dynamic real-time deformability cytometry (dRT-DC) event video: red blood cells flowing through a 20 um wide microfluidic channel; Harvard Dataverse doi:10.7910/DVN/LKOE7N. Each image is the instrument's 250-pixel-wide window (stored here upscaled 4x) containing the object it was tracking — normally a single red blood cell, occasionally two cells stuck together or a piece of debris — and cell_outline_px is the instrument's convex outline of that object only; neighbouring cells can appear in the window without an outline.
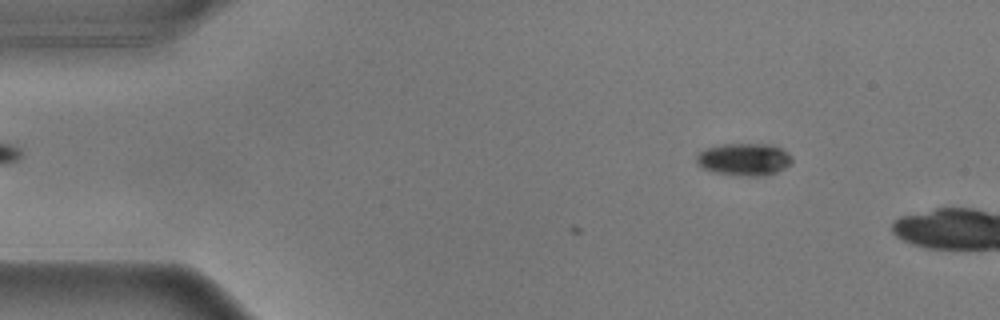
{"species": "common noctule bat (a hibernating species)", "species_latin": "Nyctalus noctula", "temperature_condition": "warm", "stored_images_in_passage": 4, "camera_frame_rate_fps": 3000, "um_per_image_px": 0.085, "animal": {"sex": "male", "body_mass_g": 17.9}, "frame": {"image": 1, "passage_image": 4, "time_ms": 1.0, "image_size_px": [1000, 320], "cell_outline_px": [[792, 160], [784, 168], [776, 172], [764, 176], [740, 176], [712, 172], [696, 164], [696, 156], [700, 152], [708, 148], [724, 144], [772, 144], [788, 152], [792, 156]], "centroid_in_image_um": [63.25, 13.55], "position_along_channel_um": 21.7, "area_um2": 18.03}}